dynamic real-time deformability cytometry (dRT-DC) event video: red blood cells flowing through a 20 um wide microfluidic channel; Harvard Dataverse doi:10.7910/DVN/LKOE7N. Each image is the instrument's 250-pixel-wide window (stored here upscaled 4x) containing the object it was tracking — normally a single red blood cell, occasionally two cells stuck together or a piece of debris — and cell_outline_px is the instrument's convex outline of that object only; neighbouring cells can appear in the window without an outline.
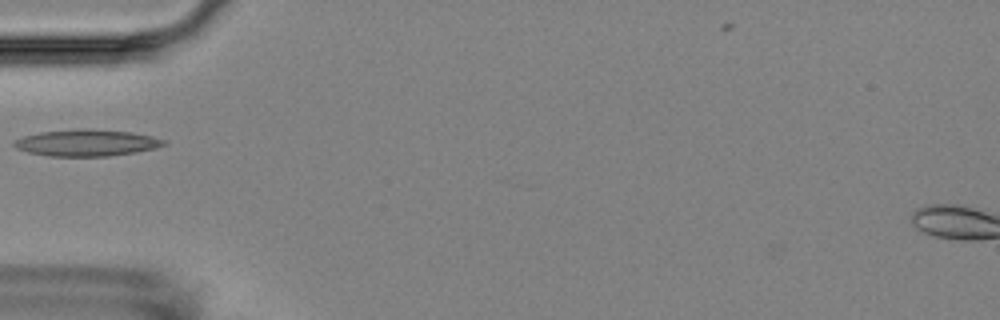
{"species": "Egyptian fruit bat (a non-hibernating species)", "species_latin": "Rousettus aegyptiacus", "temperature_condition": "room temperature", "stored_images_in_passage": 1, "camera_frame_rate_fps": 3000, "um_per_image_px": 0.085, "animal": {"sex": "female"}, "frame": {"image": 1, "passage_image": 1, "time_ms": 0.0, "image_size_px": [1000, 320], "cell_outline_px": [[168, 144], [156, 148], [136, 152], [108, 156], [48, 156], [28, 152], [16, 148], [12, 144], [12, 140], [24, 136], [40, 132], [76, 128], [88, 128], [132, 132], [152, 136], [168, 140]], "centroid_in_image_um": [7.38, 12.13], "position_along_channel_um": 77.6, "area_um2": 23.58}}